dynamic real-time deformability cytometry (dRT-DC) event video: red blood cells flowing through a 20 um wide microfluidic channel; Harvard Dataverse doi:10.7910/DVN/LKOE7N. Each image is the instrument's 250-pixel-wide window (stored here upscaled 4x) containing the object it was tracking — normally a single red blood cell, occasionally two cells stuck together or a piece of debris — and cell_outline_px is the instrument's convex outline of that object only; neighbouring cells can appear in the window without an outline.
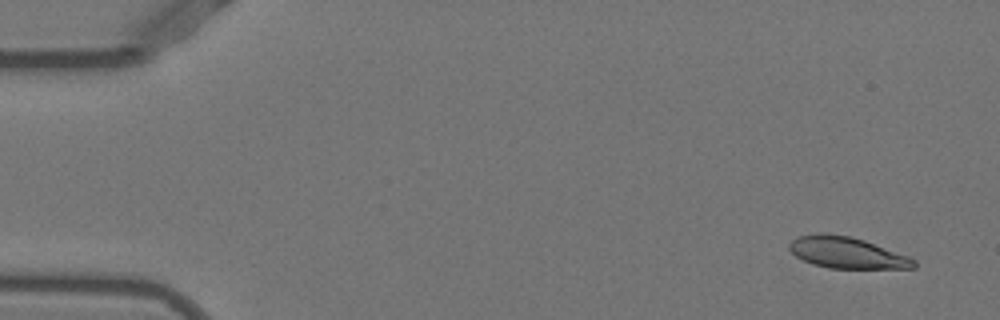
{"species": "Egyptian fruit bat (a non-hibernating species)", "species_latin": "Rousettus aegyptiacus", "temperature_condition": "warm", "stored_images_in_passage": 52, "camera_frame_rate_fps": 3000, "um_per_image_px": 0.085, "animal": {"sex": "female"}, "frame": {"image": 1, "passage_image": 3, "time_ms": 0.667, "image_size_px": [1000, 320], "cell_outline_px": [[916, 268], [828, 268], [812, 264], [796, 256], [788, 248], [788, 244], [796, 236], [816, 232], [824, 232], [852, 236], [864, 240], [908, 256], [916, 260]], "centroid_in_image_um": [71.94, 21.45], "position_along_channel_um": 13.1, "area_um2": 22.95}}
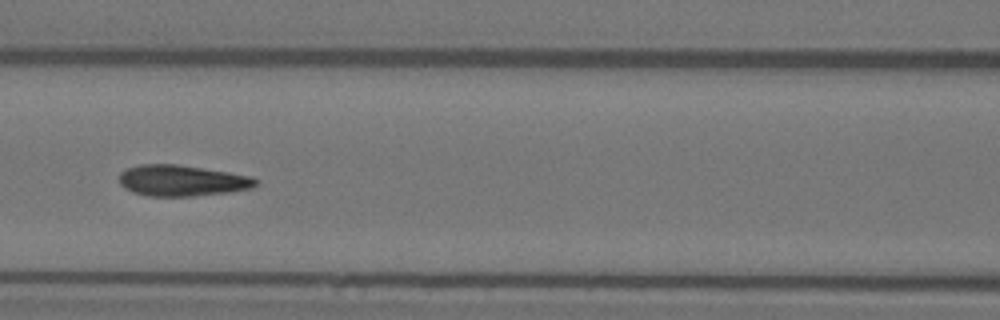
{"frame": {"image": 2, "passage_image": 23, "time_ms": 7.333, "image_size_px": [1000, 320], "cell_outline_px": [[260, 184], [252, 188], [228, 192], [192, 196], [148, 196], [132, 192], [124, 188], [120, 184], [120, 172], [124, 168], [140, 164], [180, 164], [252, 176], [260, 180]], "centroid_in_image_um": [15.48, 15.34], "position_along_channel_um": 151.1, "area_um2": 25.03}}
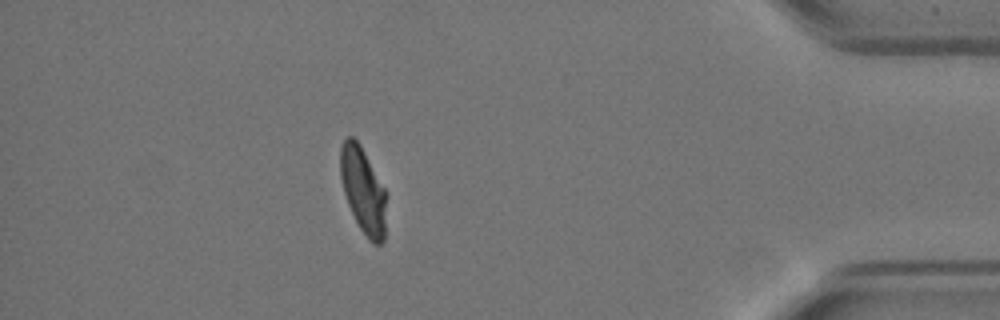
{"frame": {"image": 3, "passage_image": 46, "time_ms": 15.0, "image_size_px": [1000, 320], "cell_outline_px": [[384, 240], [380, 244], [372, 244], [368, 240], [360, 228], [348, 204], [344, 192], [340, 176], [340, 148], [344, 140], [348, 136], [352, 136], [360, 144], [384, 188]], "centroid_in_image_um": [30.83, 16.16], "position_along_channel_um": 404.4, "area_um2": 22.43}, "authors_computed_cell_mechanics": {"area_um2": 24.1893, "velocity_mm_per_s": 3.8911, "shape_relaxation_time_tau1_ms": 4.8177, "shape_relaxation_time_tau2_ms": 0.9013, "deformation_change_tau1": 0.189, "deformation_change_tau2": 0.0718}}